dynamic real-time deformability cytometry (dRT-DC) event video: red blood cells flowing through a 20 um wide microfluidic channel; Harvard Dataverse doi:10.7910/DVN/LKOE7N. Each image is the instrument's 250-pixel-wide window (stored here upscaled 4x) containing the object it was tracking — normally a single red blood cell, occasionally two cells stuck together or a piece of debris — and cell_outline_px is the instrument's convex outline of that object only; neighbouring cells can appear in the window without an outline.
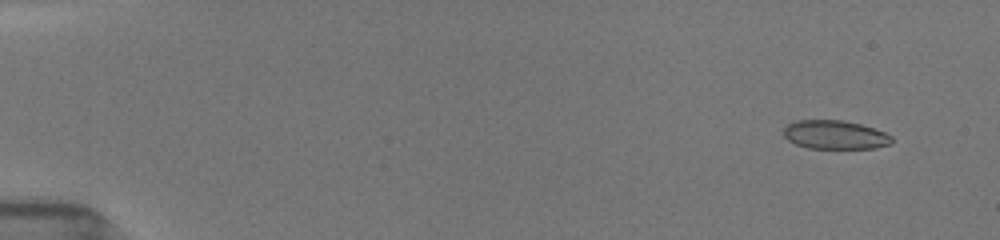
{"species": "common noctule bat (a hibernating species)", "species_latin": "Nyctalus noctula", "temperature_condition": "room temperature", "stored_images_in_passage": 63, "camera_frame_rate_fps": 3000, "um_per_image_px": 0.085, "animal": {"sex": "female", "body_mass_g": 19.5, "forearm_length_mm": 54.1}, "frame": {"image": 1, "passage_image": 5, "time_ms": 1.0, "image_size_px": [1000, 240], "cell_outline_px": [[892, 140], [888, 144], [876, 148], [808, 148], [796, 144], [788, 140], [784, 136], [784, 128], [788, 124], [796, 120], [844, 120], [860, 124], [884, 132], [892, 136]], "centroid_in_image_um": [70.95, 11.45], "position_along_channel_um": 14.0, "area_um2": 17.98}}
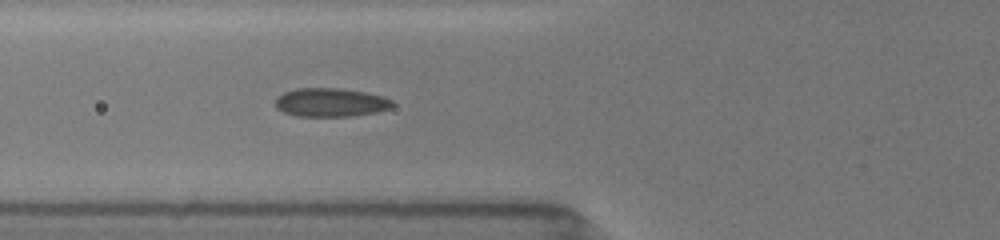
{"frame": {"image": 2, "passage_image": 31, "time_ms": 6.667, "image_size_px": [1000, 240], "cell_outline_px": [[392, 108], [376, 112], [352, 116], [296, 116], [284, 112], [276, 108], [276, 96], [284, 92], [296, 88], [340, 88], [364, 92], [384, 96], [392, 100]], "centroid_in_image_um": [28.09, 8.7], "position_along_channel_um": 97.7, "area_um2": 19.59}}
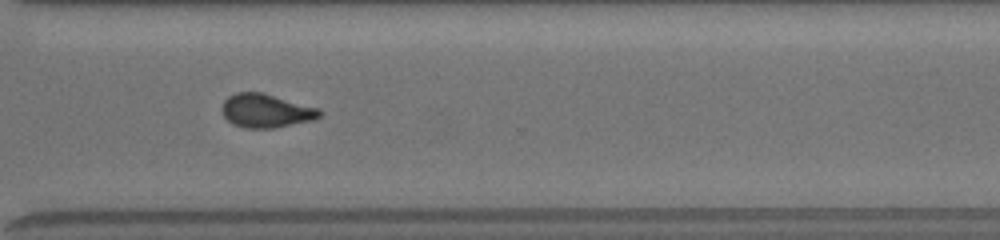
{"frame": {"image": 3, "passage_image": 62, "time_ms": 13.0, "image_size_px": [1000, 240], "cell_outline_px": [[324, 112], [316, 120], [272, 128], [244, 128], [232, 124], [224, 116], [220, 108], [224, 100], [228, 96], [236, 92], [264, 92], [320, 108]], "centroid_in_image_um": [22.64, 9.41], "position_along_channel_um": 348.0, "area_um2": 19.59}}